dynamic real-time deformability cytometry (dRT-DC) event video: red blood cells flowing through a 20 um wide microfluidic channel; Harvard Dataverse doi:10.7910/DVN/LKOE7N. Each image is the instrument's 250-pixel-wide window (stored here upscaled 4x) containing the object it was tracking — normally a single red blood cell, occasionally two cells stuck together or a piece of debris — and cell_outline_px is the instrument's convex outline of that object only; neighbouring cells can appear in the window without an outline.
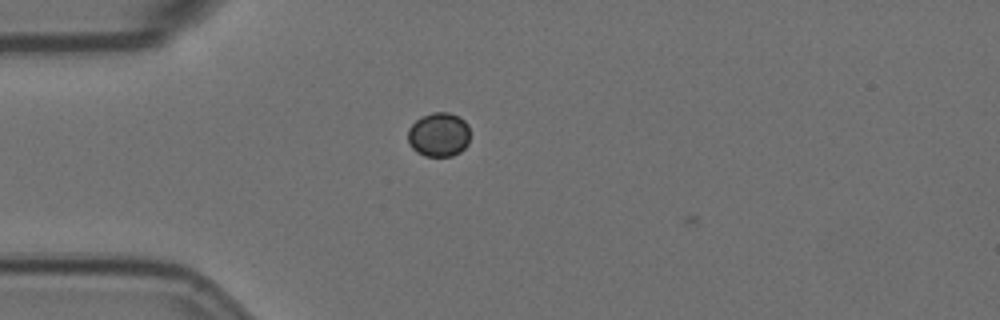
{"species": "Egyptian fruit bat (a non-hibernating species)", "species_latin": "Rousettus aegyptiacus", "temperature_condition": "room temperature", "stored_images_in_passage": 16, "camera_frame_rate_fps": 3000, "um_per_image_px": 0.085, "animal": {"sex": "female"}, "frame": {"image": 1, "passage_image": 14, "time_ms": 4.333, "image_size_px": [1000, 320], "cell_outline_px": [[468, 144], [460, 152], [452, 156], [424, 156], [416, 152], [412, 148], [408, 140], [408, 128], [420, 116], [432, 112], [448, 112], [460, 116], [468, 124]], "centroid_in_image_um": [37.29, 11.43], "position_along_channel_um": 47.7, "area_um2": 16.18}}